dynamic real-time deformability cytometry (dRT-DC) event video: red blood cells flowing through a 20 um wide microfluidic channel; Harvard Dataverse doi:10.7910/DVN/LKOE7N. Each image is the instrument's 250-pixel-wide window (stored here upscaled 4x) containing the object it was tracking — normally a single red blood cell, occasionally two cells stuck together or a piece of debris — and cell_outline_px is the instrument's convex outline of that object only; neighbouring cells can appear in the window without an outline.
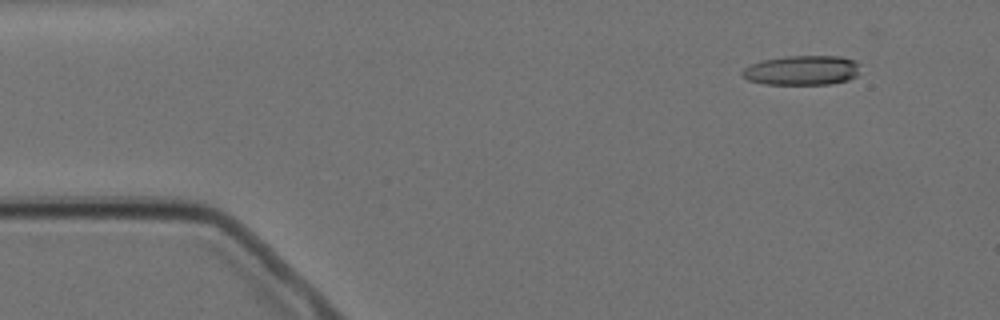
{"species": "Egyptian fruit bat (a non-hibernating species)", "species_latin": "Rousettus aegyptiacus", "temperature_condition": "cold", "stored_images_in_passage": 4, "camera_frame_rate_fps": 3000, "um_per_image_px": 0.085, "animal": {"sex": "female"}, "frame": {"image": 1, "passage_image": 2, "time_ms": 1.333, "image_size_px": [1000, 320], "cell_outline_px": [[860, 64], [856, 76], [848, 80], [832, 84], [764, 84], [748, 80], [740, 72], [744, 68], [752, 64], [764, 60], [784, 56], [840, 56], [856, 60]], "centroid_in_image_um": [68.2, 5.97], "position_along_channel_um": 16.8, "area_um2": 20.4}}